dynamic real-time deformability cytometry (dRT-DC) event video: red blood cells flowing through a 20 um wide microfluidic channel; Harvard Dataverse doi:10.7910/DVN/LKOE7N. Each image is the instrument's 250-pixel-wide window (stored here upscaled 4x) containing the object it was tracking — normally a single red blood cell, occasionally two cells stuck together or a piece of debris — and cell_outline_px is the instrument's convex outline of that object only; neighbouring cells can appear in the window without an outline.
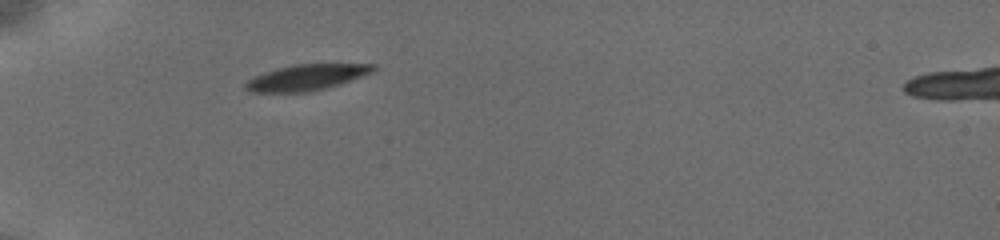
{"species": "common noctule bat (a hibernating species)", "species_latin": "Nyctalus noctula", "temperature_condition": "cold", "stored_images_in_passage": 29, "camera_frame_rate_fps": 3000, "um_per_image_px": 0.085, "animal": {"sex": "female", "body_mass_g": 19.5, "forearm_length_mm": 54.1}, "frame": {"image": 1, "passage_image": 1, "time_ms": 0.0, "image_size_px": [1000, 240], "cell_outline_px": [[376, 68], [372, 72], [352, 80], [328, 88], [312, 92], [252, 92], [244, 88], [244, 84], [248, 80], [264, 72], [276, 68], [292, 64], [376, 64]], "centroid_in_image_um": [26.06, 6.58], "position_along_channel_um": 58.9, "area_um2": 19.36}}
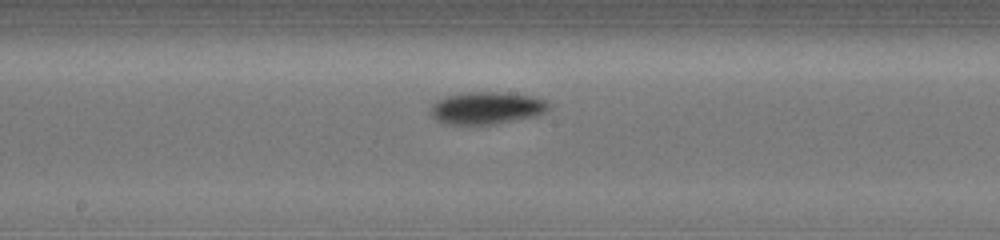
{"frame": {"image": 2, "passage_image": 21, "time_ms": 4.333, "image_size_px": [1000, 240], "cell_outline_px": [[552, 104], [544, 112], [532, 116], [492, 124], [448, 124], [436, 120], [432, 116], [432, 104], [436, 100], [444, 96], [464, 92], [512, 92], [532, 96], [544, 100]], "centroid_in_image_um": [41.35, 9.15], "position_along_channel_um": 206.9, "area_um2": 22.14}}
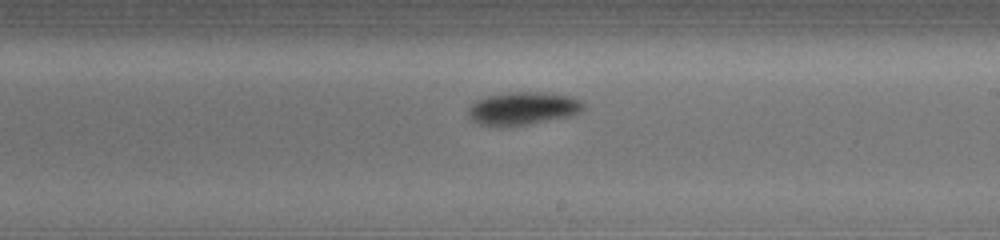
{"frame": {"image": 3, "passage_image": 28, "time_ms": 5.333, "image_size_px": [1000, 240], "cell_outline_px": [[584, 108], [580, 112], [568, 116], [520, 124], [488, 124], [472, 120], [468, 112], [468, 108], [476, 100], [484, 96], [504, 92], [544, 92], [572, 96], [584, 100]], "centroid_in_image_um": [44.49, 9.14], "position_along_channel_um": 244.5, "area_um2": 21.44}}